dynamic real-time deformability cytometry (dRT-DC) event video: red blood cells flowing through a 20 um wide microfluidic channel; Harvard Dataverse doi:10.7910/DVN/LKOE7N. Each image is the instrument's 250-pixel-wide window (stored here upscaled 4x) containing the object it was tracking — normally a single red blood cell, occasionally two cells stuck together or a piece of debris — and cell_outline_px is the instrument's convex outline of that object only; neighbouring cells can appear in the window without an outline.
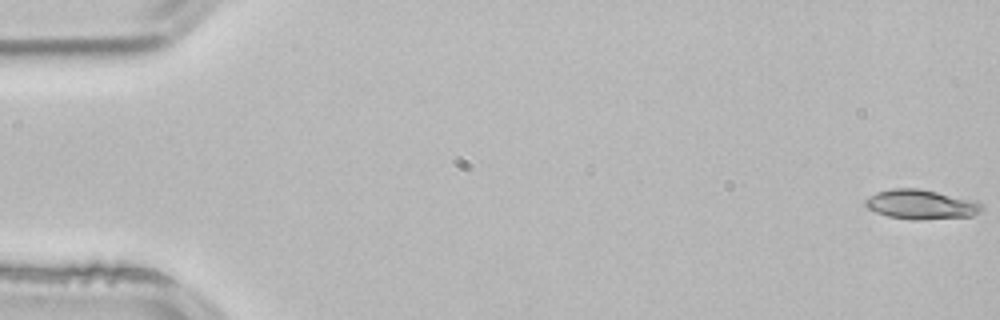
{"species": "common noctule bat (a hibernating species)", "species_latin": "Nyctalus noctula", "temperature_condition": "room temperature", "stored_images_in_passage": 5, "segment_of_instrument_passage": [1, 2], "camera_frame_rate_fps": 3000, "um_per_image_px": 0.085, "animal": {"sex": "male", "body_mass_g": 21.5, "forearm_length_mm": 52.0}, "frame": {"image": 1, "passage_image": 1, "time_ms": 0.0, "image_size_px": [1000, 320], "cell_outline_px": [[984, 212], [972, 216], [924, 220], [912, 220], [888, 216], [876, 212], [868, 208], [864, 204], [864, 200], [868, 196], [876, 192], [892, 188], [920, 188], [976, 200], [984, 204]], "centroid_in_image_um": [78.35, 17.38], "position_along_channel_um": 6.7, "area_um2": 20.58}}
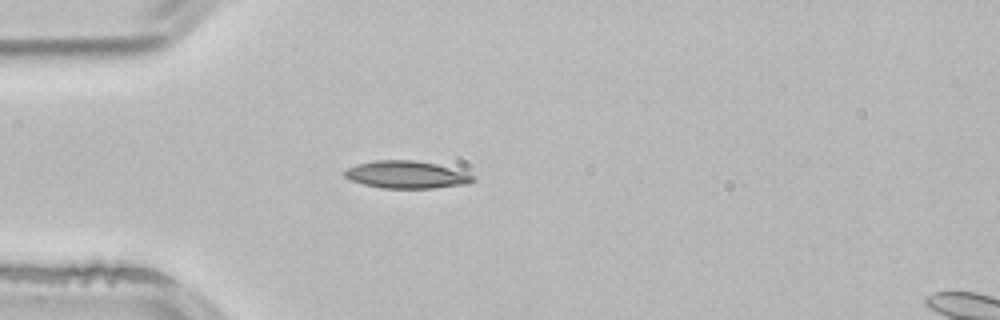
{"frame": {"image": 2, "passage_image": 4, "time_ms": 1.0, "image_size_px": [1000, 320], "cell_outline_px": [[476, 180], [468, 184], [436, 188], [380, 188], [364, 184], [352, 180], [344, 176], [344, 172], [348, 168], [356, 164], [376, 160], [412, 160], [436, 164], [464, 172], [476, 176]], "centroid_in_image_um": [34.57, 14.85], "position_along_channel_um": 50.4, "area_um2": 20.46}}